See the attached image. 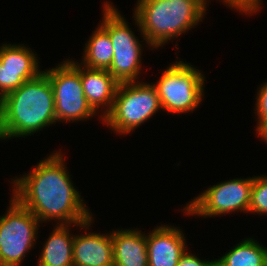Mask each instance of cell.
<instances>
[{"mask_svg":"<svg viewBox=\"0 0 267 266\" xmlns=\"http://www.w3.org/2000/svg\"><path fill=\"white\" fill-rule=\"evenodd\" d=\"M257 136L261 138L267 144V120L263 121L257 128H256Z\"/></svg>","mask_w":267,"mask_h":266,"instance_id":"obj_22","label":"cell"},{"mask_svg":"<svg viewBox=\"0 0 267 266\" xmlns=\"http://www.w3.org/2000/svg\"><path fill=\"white\" fill-rule=\"evenodd\" d=\"M0 216V266H20L37 240L40 221L13 196Z\"/></svg>","mask_w":267,"mask_h":266,"instance_id":"obj_7","label":"cell"},{"mask_svg":"<svg viewBox=\"0 0 267 266\" xmlns=\"http://www.w3.org/2000/svg\"><path fill=\"white\" fill-rule=\"evenodd\" d=\"M190 63L177 59L163 70L153 85L156 88L162 111L186 114L194 111L204 97L205 76Z\"/></svg>","mask_w":267,"mask_h":266,"instance_id":"obj_6","label":"cell"},{"mask_svg":"<svg viewBox=\"0 0 267 266\" xmlns=\"http://www.w3.org/2000/svg\"><path fill=\"white\" fill-rule=\"evenodd\" d=\"M63 155L56 150L40 160L28 174L15 177L11 182V195L40 223L58 220L57 224L77 227L93 214L70 179Z\"/></svg>","mask_w":267,"mask_h":266,"instance_id":"obj_1","label":"cell"},{"mask_svg":"<svg viewBox=\"0 0 267 266\" xmlns=\"http://www.w3.org/2000/svg\"><path fill=\"white\" fill-rule=\"evenodd\" d=\"M112 4L109 1L104 2L102 23H99L108 32L113 44L114 57L107 70L119 83L138 81L142 71L141 53L144 49L140 42H144L149 48L152 46L146 39H137L129 23Z\"/></svg>","mask_w":267,"mask_h":266,"instance_id":"obj_5","label":"cell"},{"mask_svg":"<svg viewBox=\"0 0 267 266\" xmlns=\"http://www.w3.org/2000/svg\"><path fill=\"white\" fill-rule=\"evenodd\" d=\"M178 266H215V260H201L186 250L180 257Z\"/></svg>","mask_w":267,"mask_h":266,"instance_id":"obj_21","label":"cell"},{"mask_svg":"<svg viewBox=\"0 0 267 266\" xmlns=\"http://www.w3.org/2000/svg\"><path fill=\"white\" fill-rule=\"evenodd\" d=\"M71 224H56L45 240L37 266H73L74 235Z\"/></svg>","mask_w":267,"mask_h":266,"instance_id":"obj_15","label":"cell"},{"mask_svg":"<svg viewBox=\"0 0 267 266\" xmlns=\"http://www.w3.org/2000/svg\"><path fill=\"white\" fill-rule=\"evenodd\" d=\"M81 64L91 69H108L114 57L108 32L99 24L85 43Z\"/></svg>","mask_w":267,"mask_h":266,"instance_id":"obj_17","label":"cell"},{"mask_svg":"<svg viewBox=\"0 0 267 266\" xmlns=\"http://www.w3.org/2000/svg\"><path fill=\"white\" fill-rule=\"evenodd\" d=\"M209 0H137L133 18L142 39L153 49L196 28L206 15Z\"/></svg>","mask_w":267,"mask_h":266,"instance_id":"obj_3","label":"cell"},{"mask_svg":"<svg viewBox=\"0 0 267 266\" xmlns=\"http://www.w3.org/2000/svg\"><path fill=\"white\" fill-rule=\"evenodd\" d=\"M43 72L48 76L53 87L55 116L58 123L87 121L97 116L84 95L79 62L75 59H66L55 68H49Z\"/></svg>","mask_w":267,"mask_h":266,"instance_id":"obj_8","label":"cell"},{"mask_svg":"<svg viewBox=\"0 0 267 266\" xmlns=\"http://www.w3.org/2000/svg\"><path fill=\"white\" fill-rule=\"evenodd\" d=\"M225 4L232 9H236V11L240 12L244 15H253L258 13L262 8L261 0H221Z\"/></svg>","mask_w":267,"mask_h":266,"instance_id":"obj_19","label":"cell"},{"mask_svg":"<svg viewBox=\"0 0 267 266\" xmlns=\"http://www.w3.org/2000/svg\"><path fill=\"white\" fill-rule=\"evenodd\" d=\"M38 63V56L30 47L24 44H2L0 47V100L18 89L25 81L32 80L42 73Z\"/></svg>","mask_w":267,"mask_h":266,"instance_id":"obj_10","label":"cell"},{"mask_svg":"<svg viewBox=\"0 0 267 266\" xmlns=\"http://www.w3.org/2000/svg\"><path fill=\"white\" fill-rule=\"evenodd\" d=\"M0 140H3V139H2V135H1V130H0Z\"/></svg>","mask_w":267,"mask_h":266,"instance_id":"obj_23","label":"cell"},{"mask_svg":"<svg viewBox=\"0 0 267 266\" xmlns=\"http://www.w3.org/2000/svg\"><path fill=\"white\" fill-rule=\"evenodd\" d=\"M57 123L52 84L42 72L0 100L3 140L31 136Z\"/></svg>","mask_w":267,"mask_h":266,"instance_id":"obj_2","label":"cell"},{"mask_svg":"<svg viewBox=\"0 0 267 266\" xmlns=\"http://www.w3.org/2000/svg\"><path fill=\"white\" fill-rule=\"evenodd\" d=\"M250 213L267 214V176H254L249 205Z\"/></svg>","mask_w":267,"mask_h":266,"instance_id":"obj_18","label":"cell"},{"mask_svg":"<svg viewBox=\"0 0 267 266\" xmlns=\"http://www.w3.org/2000/svg\"><path fill=\"white\" fill-rule=\"evenodd\" d=\"M185 238L183 230L167 224L149 231L146 234L148 266H178L188 249Z\"/></svg>","mask_w":267,"mask_h":266,"instance_id":"obj_11","label":"cell"},{"mask_svg":"<svg viewBox=\"0 0 267 266\" xmlns=\"http://www.w3.org/2000/svg\"><path fill=\"white\" fill-rule=\"evenodd\" d=\"M80 76L87 102L96 113L101 111L103 120L112 109L119 82L107 69H91L81 64Z\"/></svg>","mask_w":267,"mask_h":266,"instance_id":"obj_13","label":"cell"},{"mask_svg":"<svg viewBox=\"0 0 267 266\" xmlns=\"http://www.w3.org/2000/svg\"><path fill=\"white\" fill-rule=\"evenodd\" d=\"M162 110L153 83H119L111 111L103 118L114 133L126 135Z\"/></svg>","mask_w":267,"mask_h":266,"instance_id":"obj_4","label":"cell"},{"mask_svg":"<svg viewBox=\"0 0 267 266\" xmlns=\"http://www.w3.org/2000/svg\"><path fill=\"white\" fill-rule=\"evenodd\" d=\"M93 218L80 224L84 234L74 235L73 266H113L112 232H87L94 223Z\"/></svg>","mask_w":267,"mask_h":266,"instance_id":"obj_12","label":"cell"},{"mask_svg":"<svg viewBox=\"0 0 267 266\" xmlns=\"http://www.w3.org/2000/svg\"><path fill=\"white\" fill-rule=\"evenodd\" d=\"M228 251L215 259V266H267V247L252 237L242 239Z\"/></svg>","mask_w":267,"mask_h":266,"instance_id":"obj_16","label":"cell"},{"mask_svg":"<svg viewBox=\"0 0 267 266\" xmlns=\"http://www.w3.org/2000/svg\"><path fill=\"white\" fill-rule=\"evenodd\" d=\"M113 266H148L146 235L139 229L112 231Z\"/></svg>","mask_w":267,"mask_h":266,"instance_id":"obj_14","label":"cell"},{"mask_svg":"<svg viewBox=\"0 0 267 266\" xmlns=\"http://www.w3.org/2000/svg\"><path fill=\"white\" fill-rule=\"evenodd\" d=\"M255 114L257 116L256 128L265 120H267V81L259 87L256 95Z\"/></svg>","mask_w":267,"mask_h":266,"instance_id":"obj_20","label":"cell"},{"mask_svg":"<svg viewBox=\"0 0 267 266\" xmlns=\"http://www.w3.org/2000/svg\"><path fill=\"white\" fill-rule=\"evenodd\" d=\"M253 181V176L234 178L208 187L183 207V213L204 218L235 211L249 213Z\"/></svg>","mask_w":267,"mask_h":266,"instance_id":"obj_9","label":"cell"}]
</instances>
